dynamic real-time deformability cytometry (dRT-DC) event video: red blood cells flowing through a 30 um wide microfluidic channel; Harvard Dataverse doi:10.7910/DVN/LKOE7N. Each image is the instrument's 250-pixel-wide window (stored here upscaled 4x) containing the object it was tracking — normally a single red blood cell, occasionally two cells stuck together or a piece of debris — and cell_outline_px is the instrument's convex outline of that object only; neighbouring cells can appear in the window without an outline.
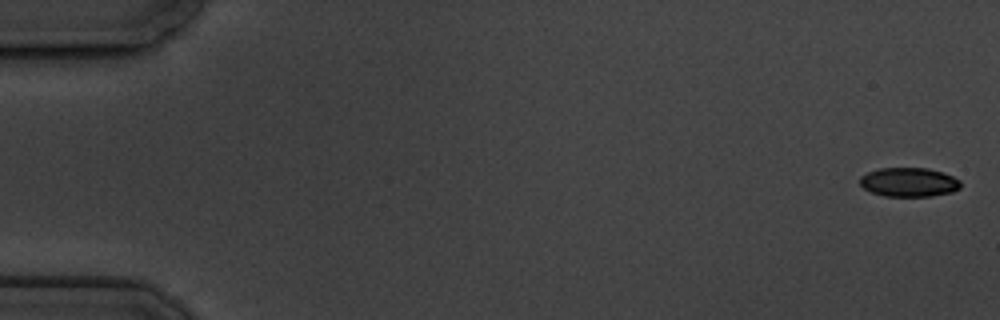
{"species": "common noctule bat (a hibernating species)", "species_latin": "Nyctalus noctula", "temperature_condition": "cold", "stored_images_in_passage": 5, "camera_frame_rate_fps": 3000, "um_per_image_px": 0.085, "animal": {"sex": "male", "body_mass_g": 19.5, "forearm_length_mm": 54.6}, "frame": {"image": 1, "passage_image": 1, "time_ms": 0.0, "image_size_px": [1000, 320], "cell_outline_px": [[960, 188], [952, 192], [932, 196], [884, 196], [872, 192], [864, 188], [860, 184], [860, 176], [868, 172], [880, 168], [928, 168], [944, 172], [960, 180]], "centroid_in_image_um": [77.27, 15.48], "position_along_channel_um": 7.7, "area_um2": 17.11}}
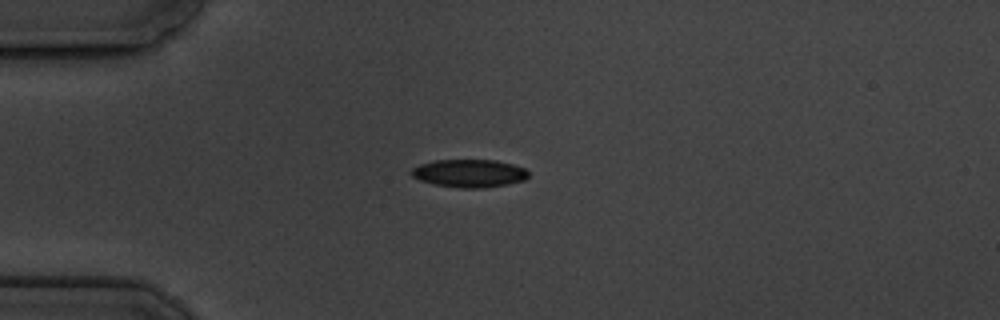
{"frame": {"image": 2, "passage_image": 5, "time_ms": 4.667, "image_size_px": [1000, 320], "cell_outline_px": [[528, 176], [524, 180], [508, 184], [484, 188], [460, 188], [436, 184], [420, 180], [412, 176], [408, 172], [412, 168], [420, 164], [436, 160], [496, 160], [512, 164], [524, 168], [528, 172]], "centroid_in_image_um": [39.88, 14.73], "position_along_channel_um": 45.1, "area_um2": 19.02}}